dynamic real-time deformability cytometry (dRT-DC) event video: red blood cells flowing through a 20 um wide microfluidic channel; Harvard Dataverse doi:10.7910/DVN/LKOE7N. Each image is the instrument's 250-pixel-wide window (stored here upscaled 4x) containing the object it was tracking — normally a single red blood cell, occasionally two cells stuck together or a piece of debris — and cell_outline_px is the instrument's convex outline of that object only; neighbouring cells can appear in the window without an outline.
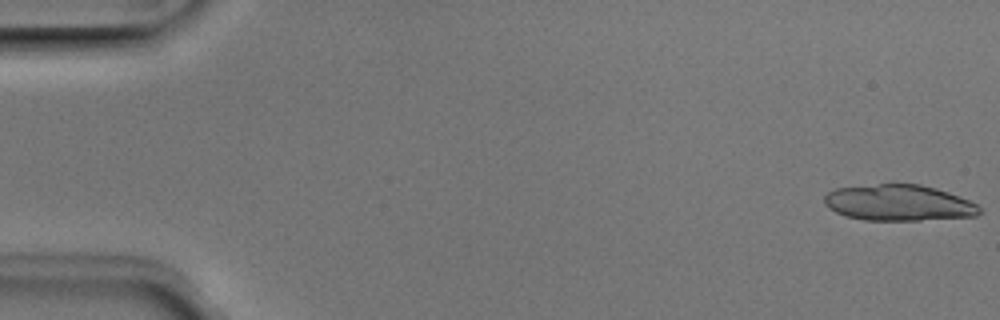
{"species": "Egyptian fruit bat (a non-hibernating species)", "species_latin": "Rousettus aegyptiacus", "temperature_condition": "room temperature", "stored_images_in_passage": 36, "camera_frame_rate_fps": 3000, "um_per_image_px": 0.085, "animal": {"sex": "male"}, "frame": {"image": 1, "passage_image": 1, "time_ms": 0.0, "image_size_px": [1000, 320], "cell_outline_px": [[984, 212], [976, 216], [920, 220], [864, 220], [844, 216], [828, 208], [824, 204], [824, 196], [828, 192], [836, 188], [880, 184], [920, 184], [936, 188], [948, 192], [968, 200], [976, 204]], "centroid_in_image_um": [76.38, 17.24], "position_along_channel_um": 8.6, "area_um2": 32.66}}
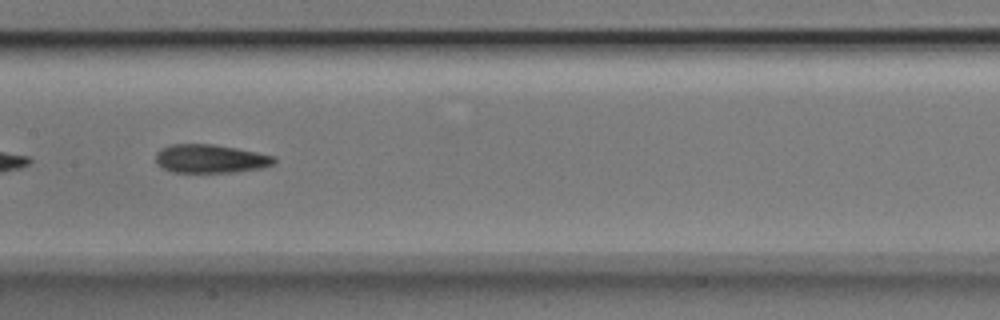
{"frame": {"image": 2, "passage_image": 26, "time_ms": 8.333, "image_size_px": [1000, 320], "cell_outline_px": [[276, 164], [264, 168], [232, 172], [172, 172], [156, 164], [156, 152], [160, 148], [172, 144], [212, 144], [236, 148], [276, 156]], "centroid_in_image_um": [17.91, 13.49], "position_along_channel_um": 189.5, "area_um2": 19.83}}
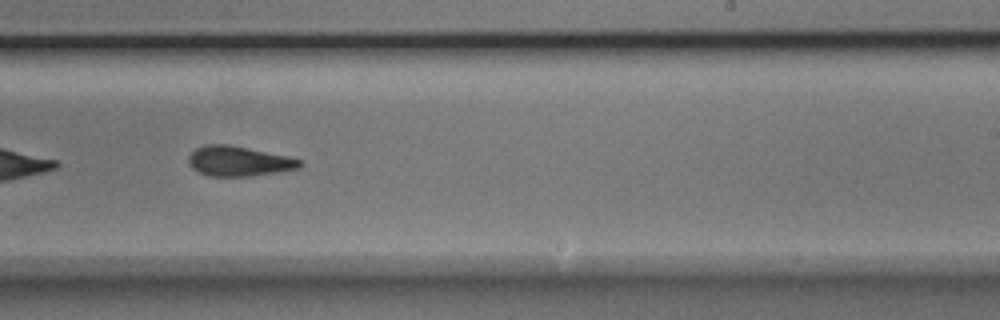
{"frame": {"image": 3, "passage_image": 32, "time_ms": 10.333, "image_size_px": [1000, 320], "cell_outline_px": [[304, 164], [300, 168], [280, 172], [248, 176], [208, 176], [196, 172], [188, 164], [188, 156], [196, 148], [204, 144], [228, 144], [288, 156], [300, 160]], "centroid_in_image_um": [20.27, 13.7], "position_along_channel_um": 268.7, "area_um2": 19.65}}